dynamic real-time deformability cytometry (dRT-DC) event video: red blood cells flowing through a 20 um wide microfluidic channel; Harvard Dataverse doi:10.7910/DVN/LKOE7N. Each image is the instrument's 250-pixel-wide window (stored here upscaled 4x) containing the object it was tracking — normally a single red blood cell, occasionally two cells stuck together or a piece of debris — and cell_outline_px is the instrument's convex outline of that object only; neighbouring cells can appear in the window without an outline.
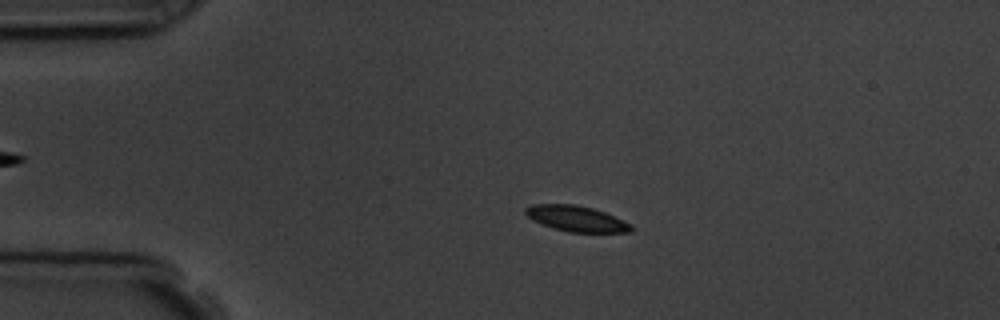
{"species": "common noctule bat (a hibernating species)", "species_latin": "Nyctalus noctula", "temperature_condition": "room temperature", "stored_images_in_passage": 7, "camera_frame_rate_fps": 3000, "um_per_image_px": 0.085, "animal": {"sex": "male", "body_mass_g": 19.5, "forearm_length_mm": 54.6}, "frame": {"image": 1, "passage_image": 3, "time_ms": 2.333, "image_size_px": [1000, 320], "cell_outline_px": [[636, 228], [632, 232], [568, 232], [552, 228], [532, 220], [524, 212], [524, 208], [532, 204], [576, 204], [592, 208], [604, 212], [632, 224]], "centroid_in_image_um": [49.0, 18.59], "position_along_channel_um": 36.0, "area_um2": 15.95}}
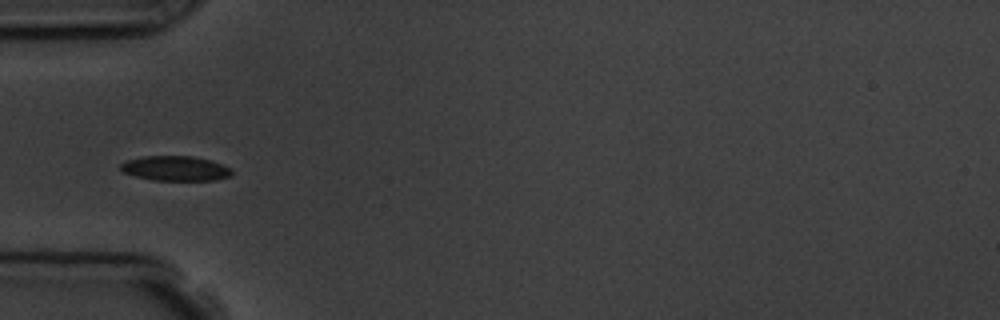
{"frame": {"image": 2, "passage_image": 5, "time_ms": 4.333, "image_size_px": [1000, 320], "cell_outline_px": [[232, 176], [216, 180], [152, 180], [136, 176], [124, 172], [120, 168], [120, 164], [128, 160], [144, 156], [192, 156], [212, 160], [232, 168]], "centroid_in_image_um": [14.96, 14.31], "position_along_channel_um": 70.0, "area_um2": 16.13}}